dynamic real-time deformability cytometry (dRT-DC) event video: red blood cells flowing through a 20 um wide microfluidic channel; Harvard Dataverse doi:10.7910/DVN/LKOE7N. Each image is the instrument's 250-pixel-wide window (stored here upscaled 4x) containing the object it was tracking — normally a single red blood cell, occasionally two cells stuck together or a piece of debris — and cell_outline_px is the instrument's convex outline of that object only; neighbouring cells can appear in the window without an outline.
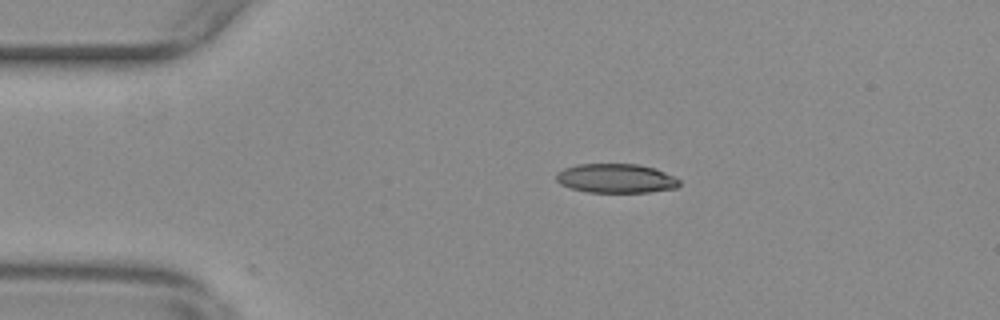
{"species": "common noctule bat (a hibernating species)", "species_latin": "Nyctalus noctula", "temperature_condition": "warm", "stored_images_in_passage": 3, "camera_frame_rate_fps": 3000, "um_per_image_px": 0.085, "animal": {"sex": "female", "body_mass_g": 29.2, "forearm_length_mm": 56.3}, "frame": {"image": 1, "passage_image": 3, "time_ms": 0.667, "image_size_px": [1000, 320], "cell_outline_px": [[680, 184], [676, 188], [648, 192], [588, 192], [572, 188], [560, 184], [556, 180], [556, 172], [564, 168], [576, 164], [640, 164], [656, 168], [680, 180]], "centroid_in_image_um": [52.35, 15.15], "position_along_channel_um": 32.7, "area_um2": 20.98}}